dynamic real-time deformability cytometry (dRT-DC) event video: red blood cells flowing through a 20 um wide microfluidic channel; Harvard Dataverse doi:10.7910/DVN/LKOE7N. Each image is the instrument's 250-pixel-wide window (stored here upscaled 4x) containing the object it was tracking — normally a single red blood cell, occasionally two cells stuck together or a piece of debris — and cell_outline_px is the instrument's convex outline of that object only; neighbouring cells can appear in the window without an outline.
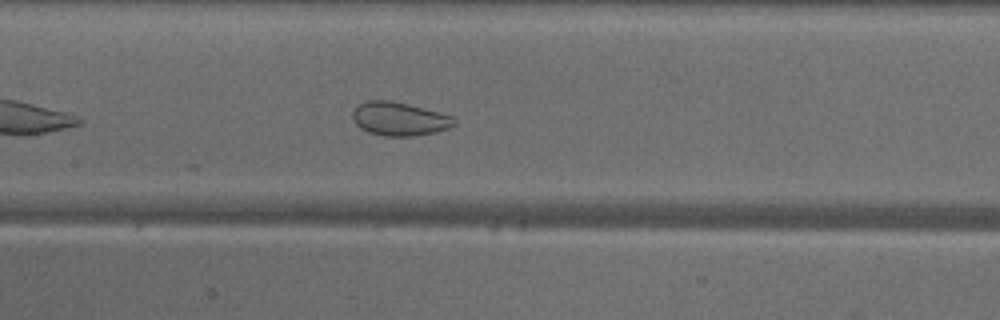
{"species": "common noctule bat (a hibernating species)", "species_latin": "Nyctalus noctula", "temperature_condition": "warm", "stored_images_in_passage": 38, "camera_frame_rate_fps": 3000, "um_per_image_px": 0.085, "animal": {"sex": "male", "body_mass_g": 18.8}, "frame": {"image": 1, "passage_image": 12, "time_ms": 3.667, "image_size_px": [1000, 320], "cell_outline_px": [[456, 124], [448, 128], [436, 132], [416, 136], [384, 136], [368, 132], [360, 128], [352, 120], [352, 112], [360, 104], [368, 100], [392, 100], [408, 104], [452, 116], [456, 120]], "centroid_in_image_um": [33.93, 10.11], "position_along_channel_um": 173.5, "area_um2": 19.88}}
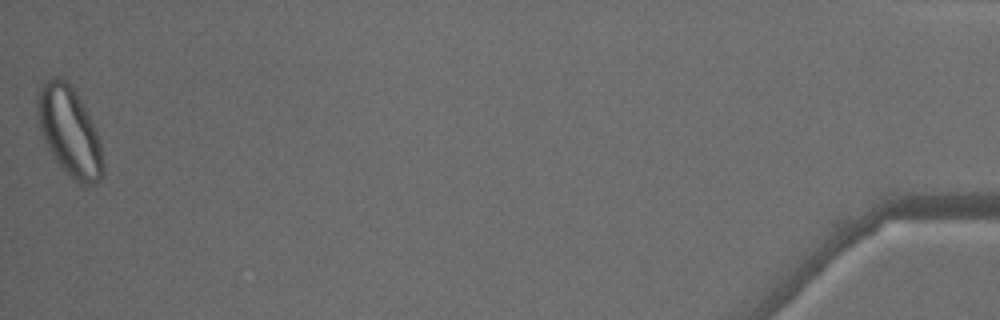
{"frame": {"image": 2, "passage_image": 38, "time_ms": 12.333, "image_size_px": [1000, 320], "cell_outline_px": [[104, 176], [100, 180], [92, 184], [80, 184], [72, 180], [68, 176], [52, 156], [44, 144], [36, 112], [36, 96], [44, 80], [56, 76], [60, 76], [68, 80], [76, 92], [92, 120], [100, 144], [104, 164]], "centroid_in_image_um": [5.88, 11.17], "position_along_channel_um": 429.3, "area_um2": 34.68}, "authors_computed_cell_mechanics": {"area_um2": 25.5765, "velocity_mm_per_s": 4.1163, "shape_relaxation_time_tau1_ms": null, "shape_relaxation_time_tau2_ms": 0.8745, "deformation_change_tau1": null, "deformation_change_tau2": 0.0609}}